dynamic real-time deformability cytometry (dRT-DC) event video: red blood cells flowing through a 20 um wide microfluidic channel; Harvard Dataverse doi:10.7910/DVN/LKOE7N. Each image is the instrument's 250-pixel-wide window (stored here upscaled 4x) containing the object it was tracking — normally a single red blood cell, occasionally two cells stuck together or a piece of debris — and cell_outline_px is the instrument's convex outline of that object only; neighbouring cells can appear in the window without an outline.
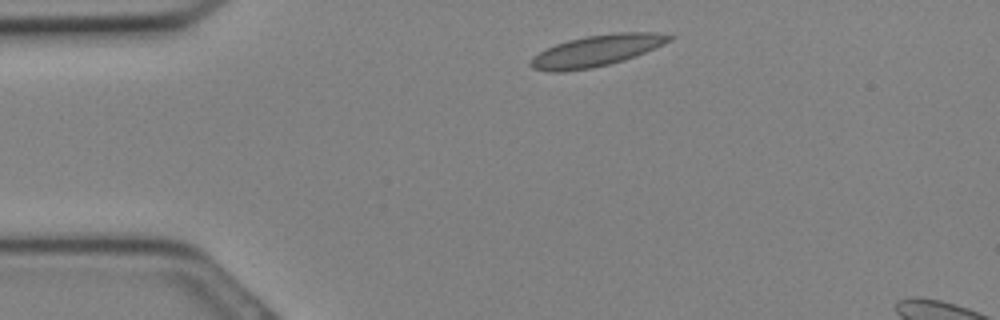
{"species": "Egyptian fruit bat (a non-hibernating species)", "species_latin": "Rousettus aegyptiacus", "temperature_condition": "cold", "stored_images_in_passage": 27, "camera_frame_rate_fps": 3000, "um_per_image_px": 0.085, "animal": {"sex": "female"}, "frame": {"image": 1, "passage_image": 2, "time_ms": 0.333, "image_size_px": [1000, 320], "cell_outline_px": [[676, 36], [672, 40], [636, 56], [624, 60], [592, 68], [560, 72], [548, 72], [532, 68], [528, 64], [528, 60], [532, 56], [544, 48], [568, 40], [588, 36], [616, 32], [656, 32]], "centroid_in_image_um": [50.66, 4.31], "position_along_channel_um": 34.3, "area_um2": 25.49}}
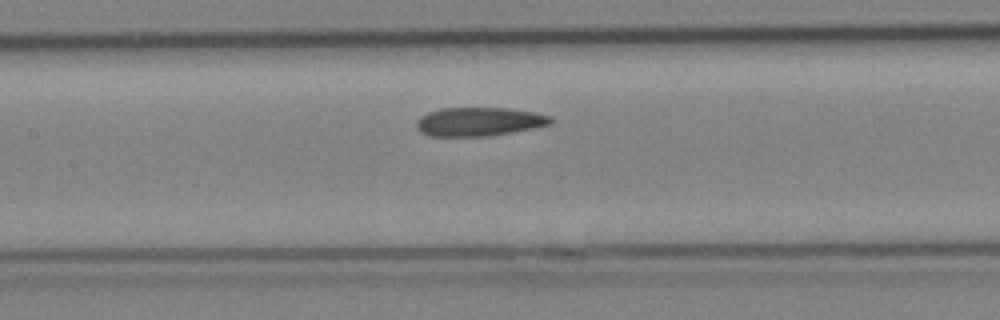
{"frame": {"image": 2, "passage_image": 10, "time_ms": 3.0, "image_size_px": [1000, 320], "cell_outline_px": [[556, 120], [552, 124], [536, 128], [488, 136], [428, 136], [420, 132], [416, 128], [416, 120], [420, 116], [428, 112], [440, 108], [508, 108], [536, 112], [552, 116]], "centroid_in_image_um": [40.75, 10.34], "position_along_channel_um": 166.6, "area_um2": 22.89}}
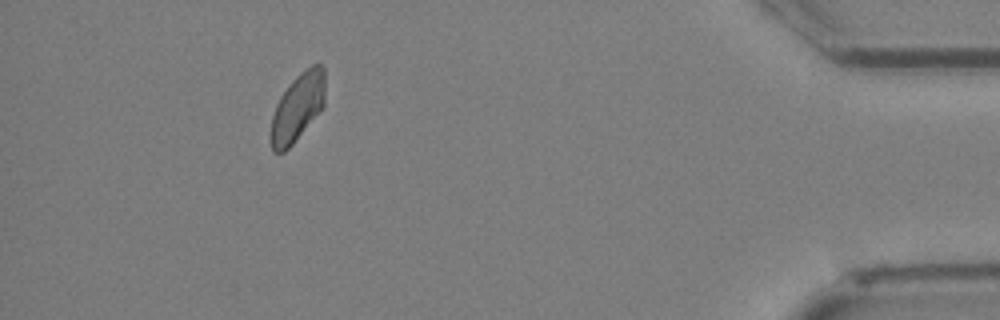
{"frame": {"image": 3, "passage_image": 24, "time_ms": 7.667, "image_size_px": [1000, 320], "cell_outline_px": [[324, 104], [292, 144], [284, 152], [272, 152], [272, 116], [276, 104], [280, 96], [288, 84], [304, 68], [312, 64], [320, 64], [324, 68]], "centroid_in_image_um": [25.29, 9.06], "position_along_channel_um": 409.9, "area_um2": 20.92}}